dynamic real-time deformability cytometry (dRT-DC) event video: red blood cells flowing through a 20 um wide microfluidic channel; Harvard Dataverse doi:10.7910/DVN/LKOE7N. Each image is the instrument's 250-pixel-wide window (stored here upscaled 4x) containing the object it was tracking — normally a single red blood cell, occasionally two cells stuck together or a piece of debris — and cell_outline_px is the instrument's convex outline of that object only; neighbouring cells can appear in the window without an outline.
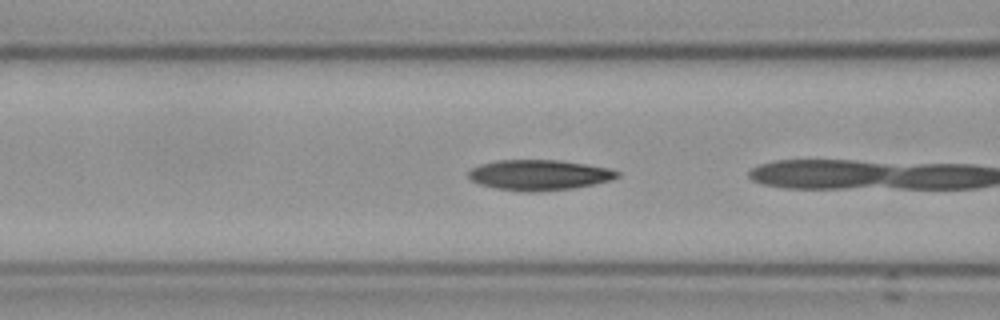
{"species": "Egyptian fruit bat (a non-hibernating species)", "species_latin": "Rousettus aegyptiacus", "temperature_condition": "cold", "stored_images_in_passage": 5, "camera_frame_rate_fps": 3000, "um_per_image_px": 0.085, "frame": {"image": 1, "passage_image": 4, "time_ms": 1.0, "image_size_px": [1000, 320], "cell_outline_px": [[620, 176], [612, 180], [572, 188], [532, 192], [528, 192], [496, 188], [480, 184], [472, 180], [468, 176], [468, 172], [472, 168], [480, 164], [496, 160], [560, 160], [608, 168], [620, 172]], "centroid_in_image_um": [45.82, 14.86], "position_along_channel_um": 120.8, "area_um2": 26.18}}